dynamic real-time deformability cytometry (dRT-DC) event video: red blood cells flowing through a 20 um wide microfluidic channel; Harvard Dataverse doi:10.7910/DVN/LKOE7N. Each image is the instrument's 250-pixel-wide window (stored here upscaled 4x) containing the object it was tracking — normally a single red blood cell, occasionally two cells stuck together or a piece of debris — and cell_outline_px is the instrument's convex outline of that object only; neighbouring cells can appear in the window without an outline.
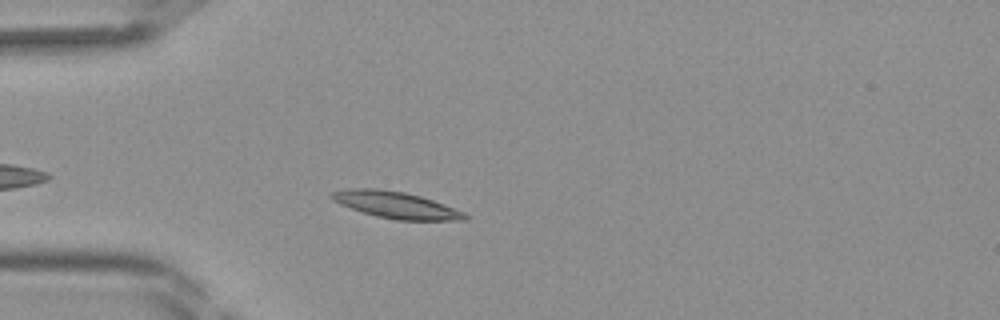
{"species": "Egyptian fruit bat (a non-hibernating species)", "species_latin": "Rousettus aegyptiacus", "temperature_condition": "room temperature", "stored_images_in_passage": 34, "camera_frame_rate_fps": 3000, "um_per_image_px": 0.085, "frame": {"image": 1, "passage_image": 4, "time_ms": 1.0, "image_size_px": [1000, 320], "cell_outline_px": [[468, 220], [396, 220], [376, 216], [340, 204], [332, 200], [328, 196], [332, 192], [348, 188], [376, 188], [404, 192], [420, 196], [444, 204], [464, 212], [468, 216]], "centroid_in_image_um": [33.64, 17.42], "position_along_channel_um": 51.4, "area_um2": 20.58}}
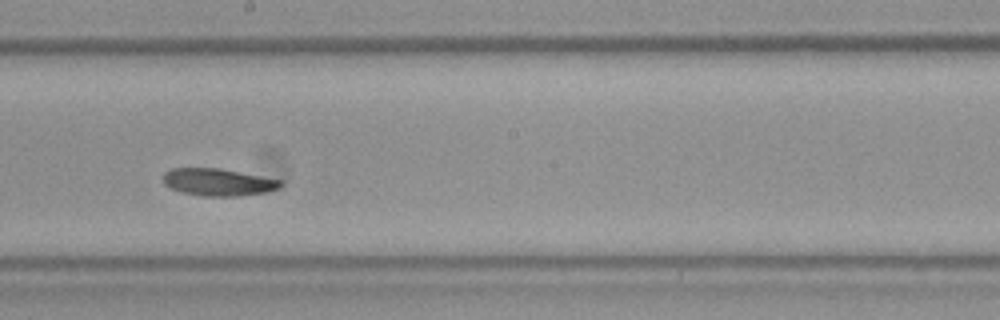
{"frame": {"image": 2, "passage_image": 16, "time_ms": 5.0, "image_size_px": [1000, 320], "cell_outline_px": [[284, 184], [276, 188], [264, 192], [240, 196], [200, 196], [180, 192], [164, 184], [164, 172], [172, 168], [220, 168], [284, 180]], "centroid_in_image_um": [18.55, 15.48], "position_along_channel_um": 229.7, "area_um2": 18.73}}
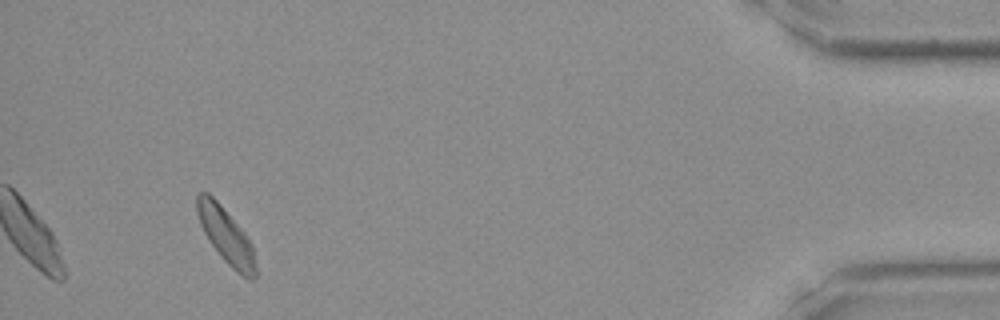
{"frame": {"image": 3, "passage_image": 32, "time_ms": 10.333, "image_size_px": [1000, 320], "cell_outline_px": [[256, 276], [252, 280], [248, 280], [236, 272], [224, 260], [208, 240], [200, 224], [196, 212], [196, 196], [200, 192], [208, 192], [220, 204], [244, 232], [252, 248], [256, 268]], "centroid_in_image_um": [19.18, 20.04], "position_along_channel_um": 416.0, "area_um2": 18.73}}